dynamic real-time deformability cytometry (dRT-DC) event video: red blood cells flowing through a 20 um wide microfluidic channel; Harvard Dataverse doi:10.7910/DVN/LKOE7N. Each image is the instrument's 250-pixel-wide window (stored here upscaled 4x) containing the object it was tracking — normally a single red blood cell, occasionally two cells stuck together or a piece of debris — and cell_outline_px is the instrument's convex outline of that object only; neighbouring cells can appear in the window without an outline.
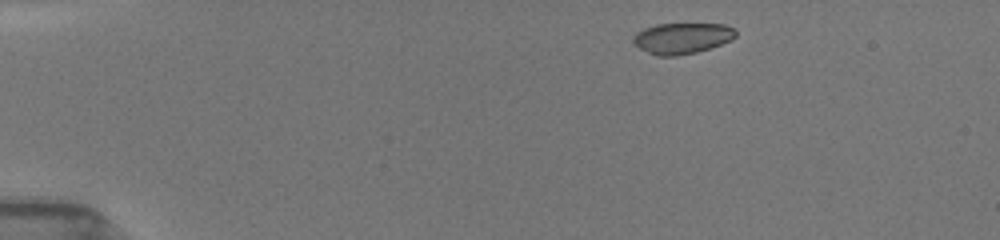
{"species": "common noctule bat (a hibernating species)", "species_latin": "Nyctalus noctula", "temperature_condition": "room temperature", "stored_images_in_passage": 45, "camera_frame_rate_fps": 3000, "um_per_image_px": 0.085, "animal": {"sex": "female", "body_mass_g": 19.5, "forearm_length_mm": 54.1}, "frame": {"image": 1, "passage_image": 2, "time_ms": 0.333, "image_size_px": [1000, 240], "cell_outline_px": [[736, 36], [732, 40], [696, 52], [676, 56], [656, 56], [640, 48], [632, 40], [632, 36], [636, 32], [644, 28], [656, 24], [724, 24], [732, 28], [736, 32]], "centroid_in_image_um": [57.95, 3.24], "position_along_channel_um": 27.1, "area_um2": 18.38}}
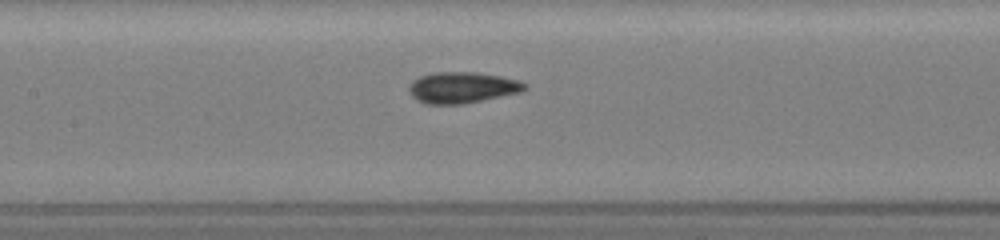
{"frame": {"image": 2, "passage_image": 19, "time_ms": 6.0, "image_size_px": [1000, 240], "cell_outline_px": [[528, 88], [520, 92], [464, 104], [424, 104], [416, 100], [408, 92], [408, 84], [412, 80], [420, 76], [432, 72], [476, 72], [500, 76], [520, 80], [528, 84]], "centroid_in_image_um": [39.26, 7.44], "position_along_channel_um": 168.1, "area_um2": 21.33}}
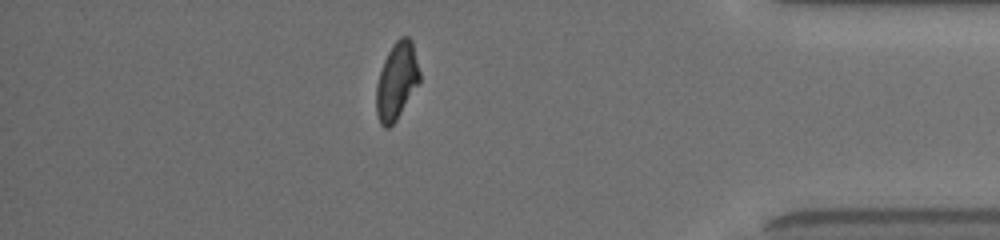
{"frame": {"image": 3, "passage_image": 39, "time_ms": 12.667, "image_size_px": [1000, 240], "cell_outline_px": [[420, 80], [396, 120], [388, 128], [384, 128], [380, 124], [376, 112], [376, 84], [384, 60], [392, 44], [400, 36], [408, 36], [412, 40], [420, 72]], "centroid_in_image_um": [33.71, 6.86], "position_along_channel_um": 401.5, "area_um2": 19.36}, "authors_computed_cell_mechanics": {"area_um2": 19.8254, "velocity_mm_per_s": 3.9605, "shape_relaxation_time_tau1_ms": 3.9069, "shape_relaxation_time_tau2_ms": 1.1301, "deformation_change_tau1": 0.1585, "deformation_change_tau2": 0.0503}}